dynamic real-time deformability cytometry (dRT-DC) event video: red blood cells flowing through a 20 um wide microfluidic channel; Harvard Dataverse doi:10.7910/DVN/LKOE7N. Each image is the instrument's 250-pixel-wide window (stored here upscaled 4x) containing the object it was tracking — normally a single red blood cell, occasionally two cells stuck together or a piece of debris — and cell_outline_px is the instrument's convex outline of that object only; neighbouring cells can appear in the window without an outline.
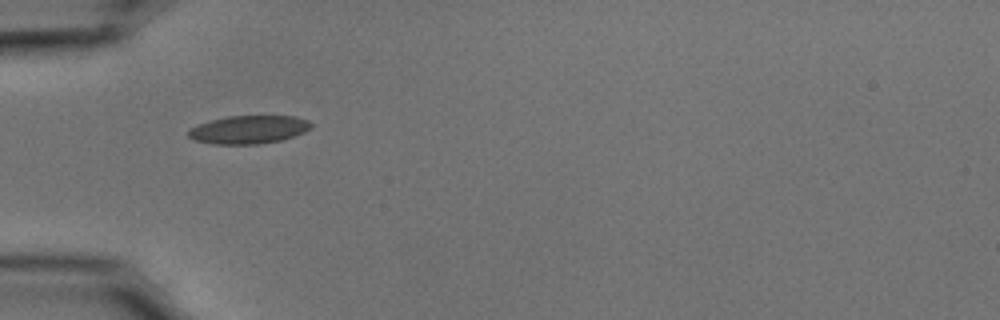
{"species": "common noctule bat (a hibernating species)", "species_latin": "Nyctalus noctula", "temperature_condition": "cold", "stored_images_in_passage": 38, "camera_frame_rate_fps": 3000, "um_per_image_px": 0.085, "animal": {"sex": "male", "body_mass_g": 15.6}, "frame": {"image": 1, "passage_image": 1, "time_ms": 0.0, "image_size_px": [1000, 320], "cell_outline_px": [[312, 124], [304, 132], [280, 140], [256, 144], [216, 144], [196, 140], [188, 136], [188, 128], [212, 120], [228, 116], [292, 116], [308, 120]], "centroid_in_image_um": [21.11, 11.01], "position_along_channel_um": 63.9, "area_um2": 19.77}}
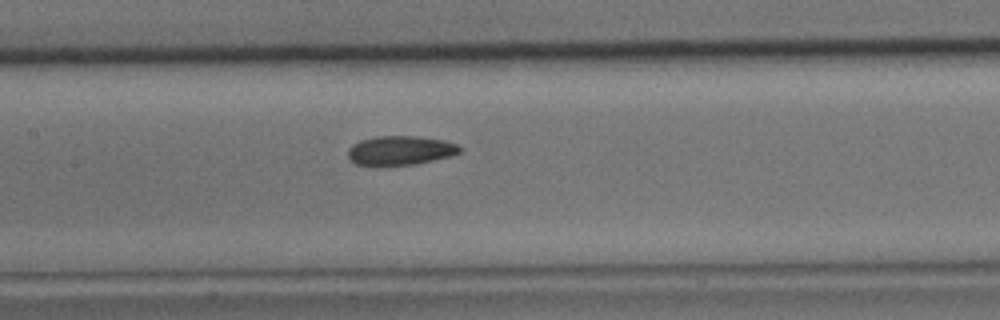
{"frame": {"image": 2, "passage_image": 10, "time_ms": 3.0, "image_size_px": [1000, 320], "cell_outline_px": [[464, 148], [460, 152], [452, 156], [416, 164], [380, 168], [376, 168], [356, 164], [348, 156], [348, 148], [352, 144], [360, 140], [376, 136], [416, 136], [444, 140], [456, 144]], "centroid_in_image_um": [34.0, 12.82], "position_along_channel_um": 173.4, "area_um2": 19.77}}
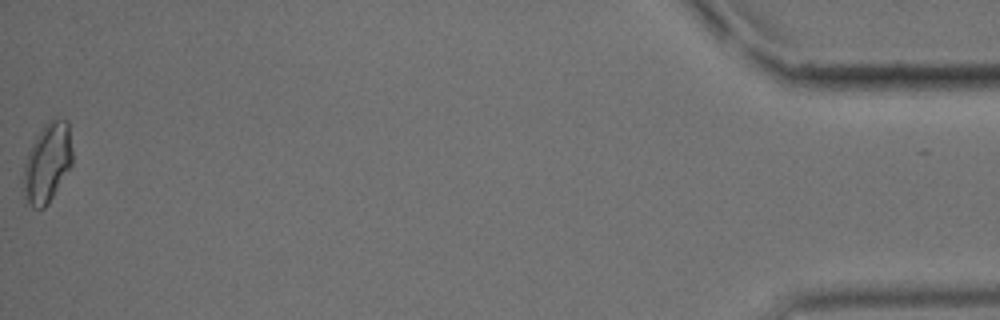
{"frame": {"image": 3, "passage_image": 38, "time_ms": 12.333, "image_size_px": [1000, 320], "cell_outline_px": [[72, 164], [48, 204], [44, 208], [32, 208], [24, 204], [20, 188], [24, 164], [28, 152], [36, 136], [44, 124], [48, 120], [56, 116], [60, 116], [68, 120], [72, 152]], "centroid_in_image_um": [3.97, 13.86], "position_along_channel_um": 431.2, "area_um2": 23.52}, "authors_computed_cell_mechanics": {"area_um2": 19.4208, "velocity_mm_per_s": 3.7037, "shape_relaxation_time_tau1_ms": 6.1063, "shape_relaxation_time_tau2_ms": 2.9219, "deformation_change_tau1": 0.1139, "deformation_change_tau2": 0.0741}}